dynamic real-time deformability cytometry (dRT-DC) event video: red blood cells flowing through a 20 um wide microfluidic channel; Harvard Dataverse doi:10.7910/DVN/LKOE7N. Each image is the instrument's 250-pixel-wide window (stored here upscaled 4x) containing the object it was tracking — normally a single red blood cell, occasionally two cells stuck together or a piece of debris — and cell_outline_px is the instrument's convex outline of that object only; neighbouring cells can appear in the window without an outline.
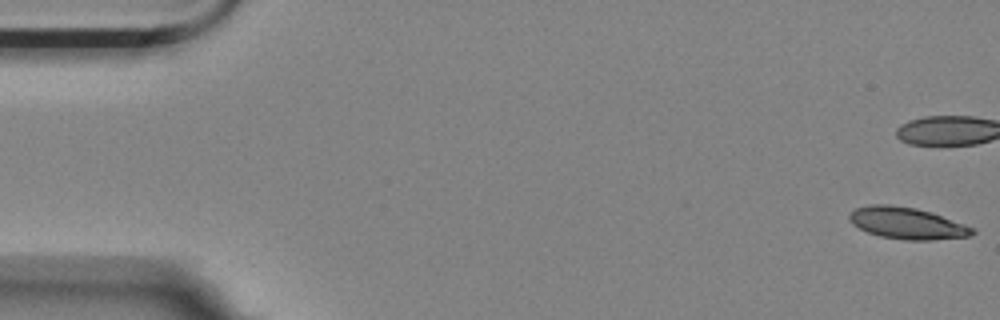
{"species": "Egyptian fruit bat (a non-hibernating species)", "species_latin": "Rousettus aegyptiacus", "temperature_condition": "room temperature", "stored_images_in_passage": 10, "camera_frame_rate_fps": 3000, "um_per_image_px": 0.085, "animal": {"sex": "female"}, "frame": {"image": 1, "passage_image": 1, "time_ms": 0.0, "image_size_px": [1000, 320], "cell_outline_px": [[976, 232], [968, 236], [932, 240], [904, 240], [880, 236], [868, 232], [852, 224], [848, 216], [856, 208], [872, 204], [888, 204], [916, 208], [932, 212], [976, 228]], "centroid_in_image_um": [77.13, 18.97], "position_along_channel_um": 7.9, "area_um2": 22.72}}
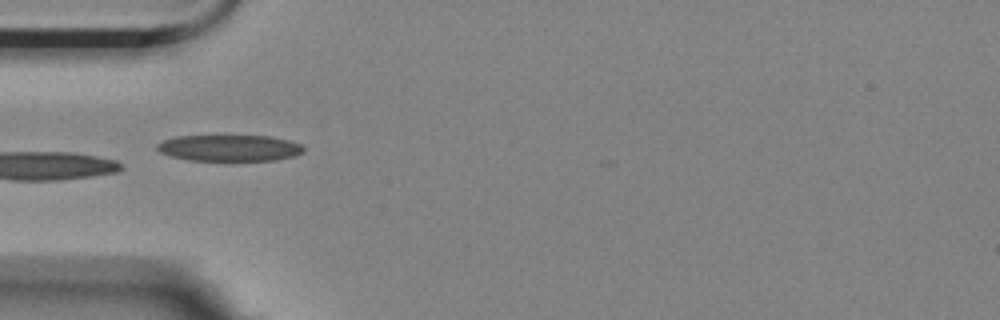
{"frame": {"image": 2, "passage_image": 6, "time_ms": 1.667, "image_size_px": [1000, 320], "cell_outline_px": [[304, 152], [296, 156], [276, 160], [188, 160], [172, 156], [160, 152], [156, 148], [156, 144], [164, 140], [176, 136], [272, 136], [288, 140], [300, 144], [304, 148]], "centroid_in_image_um": [19.53, 12.58], "position_along_channel_um": 65.5, "area_um2": 22.43}}
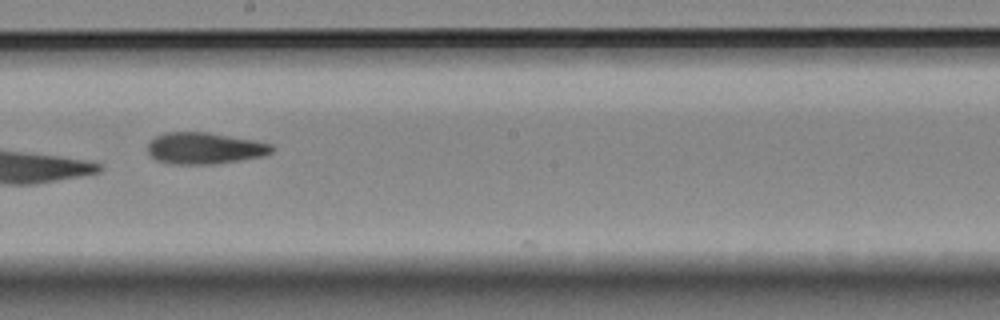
{"frame": {"image": 3, "passage_image": 10, "time_ms": 3.0, "image_size_px": [1000, 320], "cell_outline_px": [[276, 148], [272, 152], [264, 156], [216, 164], [176, 164], [156, 160], [148, 152], [148, 144], [156, 136], [164, 132], [208, 132], [256, 140], [272, 144]], "centroid_in_image_um": [17.44, 12.59], "position_along_channel_um": 230.8, "area_um2": 22.95}}